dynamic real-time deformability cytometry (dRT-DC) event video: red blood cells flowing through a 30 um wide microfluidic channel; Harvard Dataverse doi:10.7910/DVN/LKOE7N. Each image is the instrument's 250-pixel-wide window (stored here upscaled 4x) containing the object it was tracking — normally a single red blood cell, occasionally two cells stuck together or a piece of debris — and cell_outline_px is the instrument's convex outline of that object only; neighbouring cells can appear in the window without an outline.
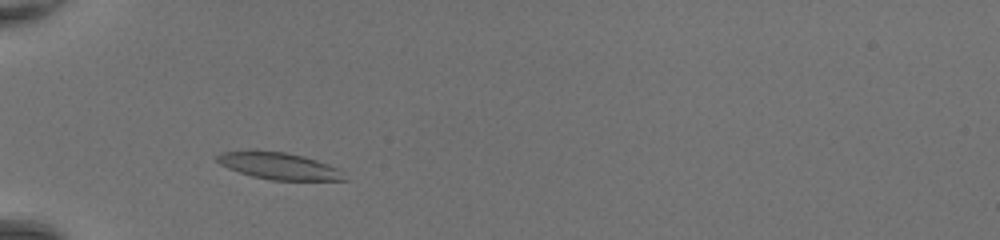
{"species": "common noctule bat (a hibernating species)", "species_latin": "Nyctalus noctula", "temperature_condition": "room temperature", "stored_images_in_passage": 38, "camera_frame_rate_fps": 3000, "um_per_image_px": 0.085, "animal": {"sex": "female", "body_mass_g": 20.0, "forearm_length_mm": 54.0}, "frame": {"image": 1, "passage_image": 6, "time_ms": 1.667, "image_size_px": [1000, 240], "cell_outline_px": [[348, 180], [272, 180], [252, 176], [228, 168], [220, 164], [216, 160], [216, 156], [220, 152], [284, 152], [316, 160], [328, 164], [336, 168]], "centroid_in_image_um": [23.7, 14.13], "position_along_channel_um": 61.3, "area_um2": 19.13}}
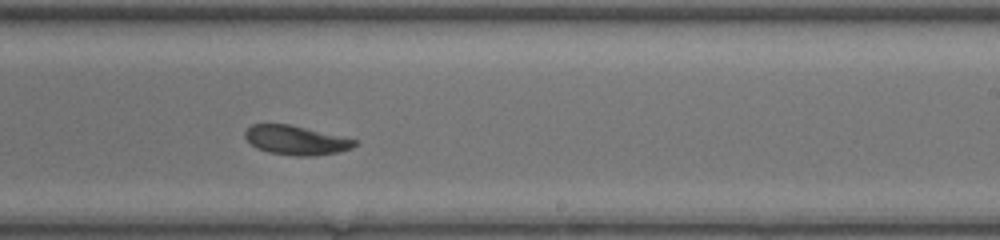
{"frame": {"image": 2, "passage_image": 21, "time_ms": 6.667, "image_size_px": [1000, 240], "cell_outline_px": [[356, 144], [352, 148], [340, 152], [316, 156], [296, 156], [268, 152], [256, 148], [244, 136], [244, 132], [252, 124], [288, 124], [356, 140]], "centroid_in_image_um": [25.14, 11.93], "position_along_channel_um": 263.9, "area_um2": 18.44}}
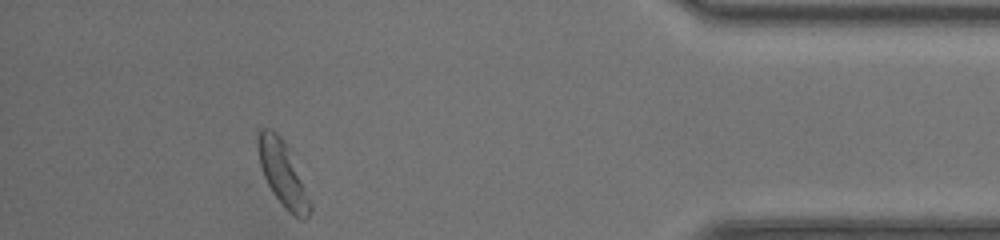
{"frame": {"image": 3, "passage_image": 34, "time_ms": 11.0, "image_size_px": [1000, 240], "cell_outline_px": [[312, 212], [304, 220], [300, 220], [292, 216], [284, 208], [272, 192], [264, 176], [260, 164], [256, 144], [256, 136], [260, 128], [272, 128], [280, 136], [288, 148], [312, 204]], "centroid_in_image_um": [24.01, 14.78], "position_along_channel_um": 411.2, "area_um2": 19.77}, "authors_computed_cell_mechanics": {"area_um2": 19.4497, "velocity_mm_per_s": 4.2994, "shape_relaxation_time_tau1_ms": 4.1168, "shape_relaxation_time_tau2_ms": 4.9826, "deformation_change_tau1": 0.1289, "deformation_change_tau2": 0.1174}}